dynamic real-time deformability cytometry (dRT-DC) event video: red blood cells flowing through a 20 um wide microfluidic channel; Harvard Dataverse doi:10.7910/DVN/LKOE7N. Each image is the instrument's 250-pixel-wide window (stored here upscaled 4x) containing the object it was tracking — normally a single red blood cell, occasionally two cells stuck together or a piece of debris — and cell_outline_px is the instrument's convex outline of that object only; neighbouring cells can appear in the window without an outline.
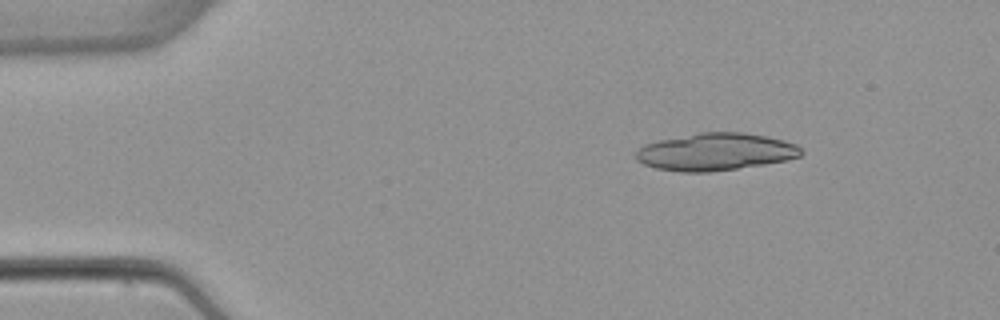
{"species": "common noctule bat (a hibernating species)", "species_latin": "Nyctalus noctula", "temperature_condition": "warm", "stored_images_in_passage": 4, "camera_frame_rate_fps": 3000, "um_per_image_px": 0.085, "animal": {"sex": "female", "body_mass_g": 22.7, "forearm_length_mm": 54.2}, "frame": {"image": 1, "passage_image": 2, "time_ms": 1.333, "image_size_px": [1000, 320], "cell_outline_px": [[804, 152], [800, 156], [788, 160], [764, 164], [708, 172], [680, 172], [656, 168], [644, 164], [636, 160], [636, 152], [644, 144], [660, 140], [700, 132], [740, 132], [768, 136], [784, 140], [796, 144]], "centroid_in_image_um": [60.84, 12.9], "position_along_channel_um": 24.2, "area_um2": 35.89}}